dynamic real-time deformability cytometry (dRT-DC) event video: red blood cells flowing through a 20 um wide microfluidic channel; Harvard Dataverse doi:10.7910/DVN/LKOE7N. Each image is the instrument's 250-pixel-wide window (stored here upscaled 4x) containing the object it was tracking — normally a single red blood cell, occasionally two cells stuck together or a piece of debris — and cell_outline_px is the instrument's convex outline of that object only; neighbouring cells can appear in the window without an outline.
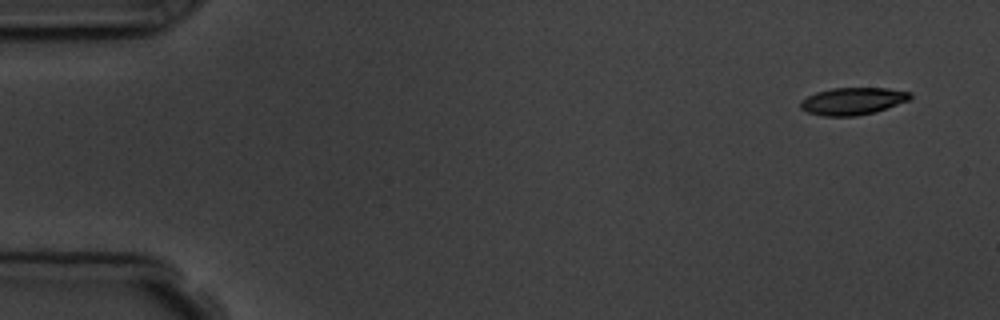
{"species": "common noctule bat (a hibernating species)", "species_latin": "Nyctalus noctula", "temperature_condition": "room temperature", "stored_images_in_passage": 6, "camera_frame_rate_fps": 3000, "um_per_image_px": 0.085, "animal": {"sex": "male", "body_mass_g": 19.5, "forearm_length_mm": 54.6}, "frame": {"image": 1, "passage_image": 1, "time_ms": 0.0, "image_size_px": [1000, 320], "cell_outline_px": [[912, 96], [908, 100], [872, 112], [856, 116], [824, 116], [808, 112], [800, 108], [800, 100], [816, 92], [832, 88], [888, 88], [912, 92]], "centroid_in_image_um": [72.45, 8.58], "position_along_channel_um": 12.6, "area_um2": 17.22}}
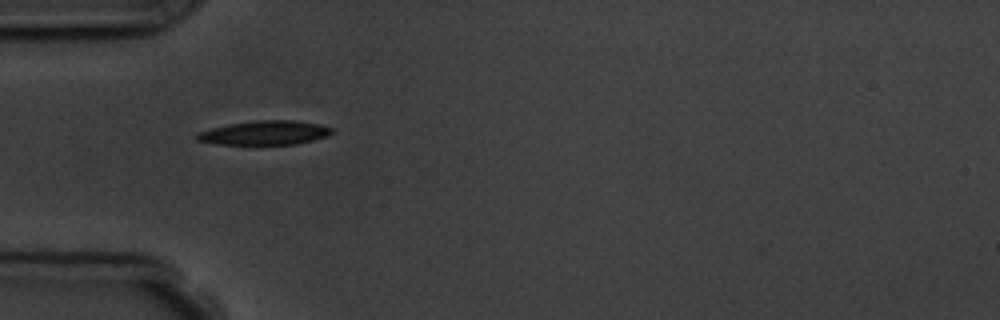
{"frame": {"image": 2, "passage_image": 5, "time_ms": 4.667, "image_size_px": [1000, 320], "cell_outline_px": [[332, 132], [328, 136], [296, 144], [248, 148], [216, 144], [196, 140], [196, 132], [228, 124], [256, 120], [292, 120], [316, 124], [332, 128]], "centroid_in_image_um": [22.4, 11.35], "position_along_channel_um": 62.6, "area_um2": 19.94}}